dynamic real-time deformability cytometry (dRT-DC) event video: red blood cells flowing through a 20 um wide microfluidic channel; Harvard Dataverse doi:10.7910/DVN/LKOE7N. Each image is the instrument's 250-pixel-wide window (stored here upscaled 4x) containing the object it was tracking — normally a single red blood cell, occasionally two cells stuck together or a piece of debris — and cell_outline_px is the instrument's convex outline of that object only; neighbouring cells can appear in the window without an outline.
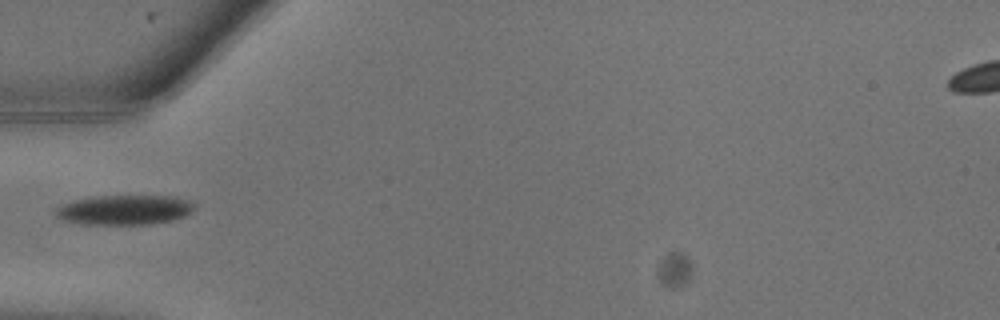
{"species": "common noctule bat (a hibernating species)", "species_latin": "Nyctalus noctula", "temperature_condition": "warm", "stored_images_in_passage": 9, "camera_frame_rate_fps": 3000, "um_per_image_px": 0.085, "animal": {"sex": "male", "body_mass_g": 13.3}, "frame": {"image": 1, "passage_image": 1, "time_ms": 0.0, "image_size_px": [1000, 320], "cell_outline_px": [[192, 208], [184, 216], [172, 220], [148, 224], [80, 224], [60, 220], [56, 216], [56, 208], [72, 200], [100, 196], [176, 196], [188, 200], [192, 204]], "centroid_in_image_um": [10.52, 17.84], "position_along_channel_um": 74.5, "area_um2": 23.81}}
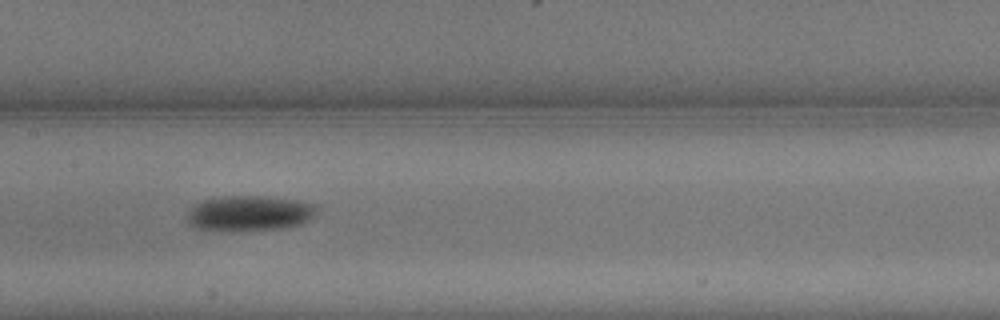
{"frame": {"image": 2, "passage_image": 5, "time_ms": 1.333, "image_size_px": [1000, 320], "cell_outline_px": [[316, 212], [308, 220], [300, 224], [284, 228], [252, 232], [200, 228], [188, 224], [188, 212], [196, 204], [204, 200], [228, 196], [260, 196], [292, 200], [316, 204]], "centroid_in_image_um": [21.22, 18.15], "position_along_channel_um": 186.2, "area_um2": 26.47}}
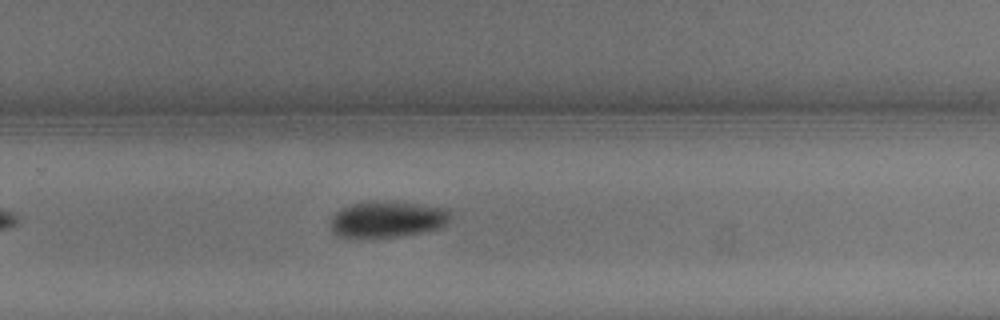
{"frame": {"image": 3, "passage_image": 9, "time_ms": 2.667, "image_size_px": [1000, 320], "cell_outline_px": [[452, 212], [448, 220], [440, 228], [420, 232], [396, 236], [336, 236], [332, 232], [332, 216], [336, 212], [348, 204], [368, 200], [376, 200], [416, 204], [448, 208]], "centroid_in_image_um": [32.92, 18.6], "position_along_channel_um": 296.9, "area_um2": 25.03}}